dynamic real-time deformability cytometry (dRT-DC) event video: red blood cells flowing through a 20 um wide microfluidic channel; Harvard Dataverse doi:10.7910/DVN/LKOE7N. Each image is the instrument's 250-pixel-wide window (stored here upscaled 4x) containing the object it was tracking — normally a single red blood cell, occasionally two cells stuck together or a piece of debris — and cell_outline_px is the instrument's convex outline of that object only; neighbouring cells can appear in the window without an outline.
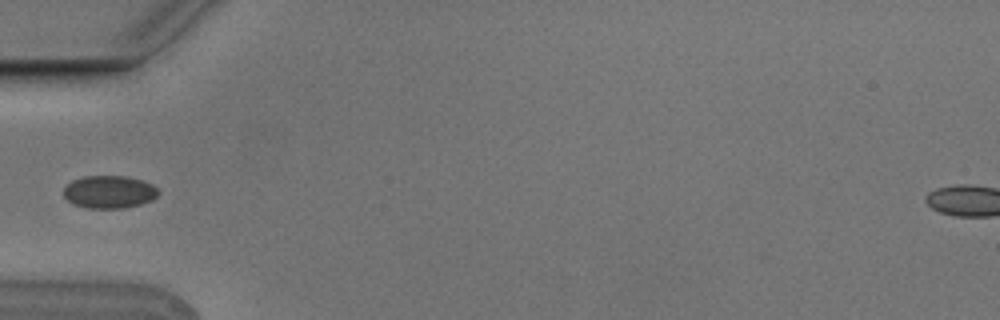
{"species": "Egyptian fruit bat (a non-hibernating species)", "species_latin": "Rousettus aegyptiacus", "temperature_condition": "cold", "stored_images_in_passage": 5, "camera_frame_rate_fps": 3000, "um_per_image_px": 0.085, "animal": {"sex": "male"}, "frame": {"image": 1, "passage_image": 5, "time_ms": 1.333, "image_size_px": [1000, 320], "cell_outline_px": [[160, 192], [152, 200], [140, 204], [124, 208], [84, 208], [72, 204], [64, 196], [64, 188], [72, 180], [84, 176], [124, 176], [140, 180], [152, 184]], "centroid_in_image_um": [9.26, 16.32], "position_along_channel_um": 75.7, "area_um2": 18.03}}